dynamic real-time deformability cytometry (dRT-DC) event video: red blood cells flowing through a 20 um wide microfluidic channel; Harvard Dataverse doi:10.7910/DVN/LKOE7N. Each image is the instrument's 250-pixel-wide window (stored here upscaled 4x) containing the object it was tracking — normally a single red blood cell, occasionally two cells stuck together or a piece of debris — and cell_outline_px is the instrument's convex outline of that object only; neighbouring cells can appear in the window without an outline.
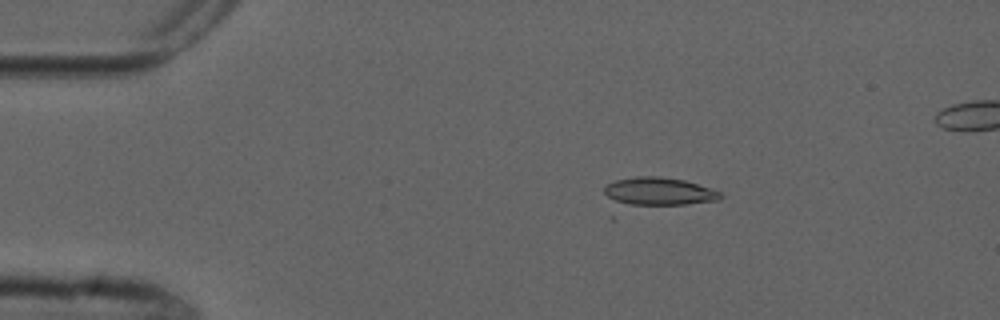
{"species": "common noctule bat (a hibernating species)", "species_latin": "Nyctalus noctula", "temperature_condition": "cold", "stored_images_in_passage": 4, "camera_frame_rate_fps": 3000, "um_per_image_px": 0.085, "animal": {"sex": "male", "forearm_length_mm": 52.5}, "frame": {"image": 1, "passage_image": 1, "time_ms": 0.0, "image_size_px": [1000, 320], "cell_outline_px": [[724, 196], [720, 200], [684, 204], [620, 204], [608, 196], [604, 192], [604, 188], [608, 184], [616, 180], [636, 176], [660, 176], [684, 180], [720, 192]], "centroid_in_image_um": [56.01, 16.26], "position_along_channel_um": 29.0, "area_um2": 18.55}}
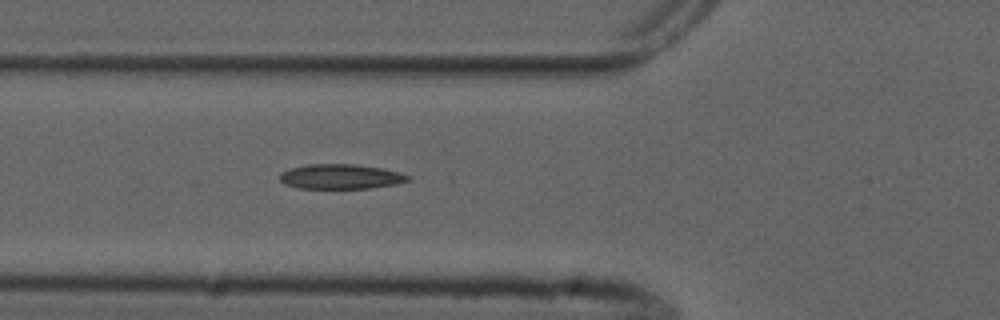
{"frame": {"image": 2, "passage_image": 4, "time_ms": 3.333, "image_size_px": [1000, 320], "cell_outline_px": [[412, 180], [396, 184], [368, 188], [300, 188], [284, 184], [280, 180], [280, 172], [292, 168], [308, 164], [352, 164], [384, 168], [400, 172], [412, 176]], "centroid_in_image_um": [29.01, 15.0], "position_along_channel_um": 96.8, "area_um2": 18.61}}